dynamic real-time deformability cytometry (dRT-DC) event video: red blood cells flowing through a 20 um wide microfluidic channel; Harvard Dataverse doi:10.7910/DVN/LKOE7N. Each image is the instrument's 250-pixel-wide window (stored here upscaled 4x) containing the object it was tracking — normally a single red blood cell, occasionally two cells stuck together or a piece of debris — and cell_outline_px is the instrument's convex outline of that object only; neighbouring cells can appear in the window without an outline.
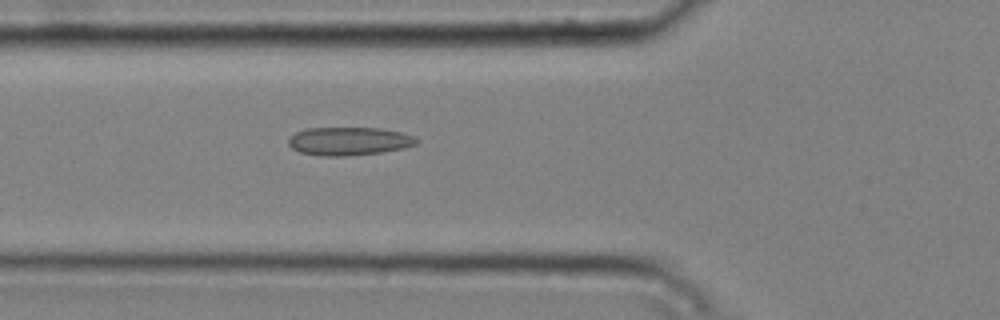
{"species": "common noctule bat (a hibernating species)", "species_latin": "Nyctalus noctula", "temperature_condition": "cold", "stored_images_in_passage": 6, "camera_frame_rate_fps": 3000, "um_per_image_px": 0.085, "animal": {"sex": "male", "body_mass_g": 20.4}, "frame": {"image": 1, "passage_image": 6, "time_ms": 1.667, "image_size_px": [1000, 320], "cell_outline_px": [[420, 140], [416, 144], [404, 148], [380, 152], [352, 156], [320, 156], [300, 152], [292, 148], [288, 144], [288, 140], [296, 132], [308, 128], [380, 128], [400, 132], [412, 136]], "centroid_in_image_um": [29.66, 12.01], "position_along_channel_um": 96.1, "area_um2": 21.04}}